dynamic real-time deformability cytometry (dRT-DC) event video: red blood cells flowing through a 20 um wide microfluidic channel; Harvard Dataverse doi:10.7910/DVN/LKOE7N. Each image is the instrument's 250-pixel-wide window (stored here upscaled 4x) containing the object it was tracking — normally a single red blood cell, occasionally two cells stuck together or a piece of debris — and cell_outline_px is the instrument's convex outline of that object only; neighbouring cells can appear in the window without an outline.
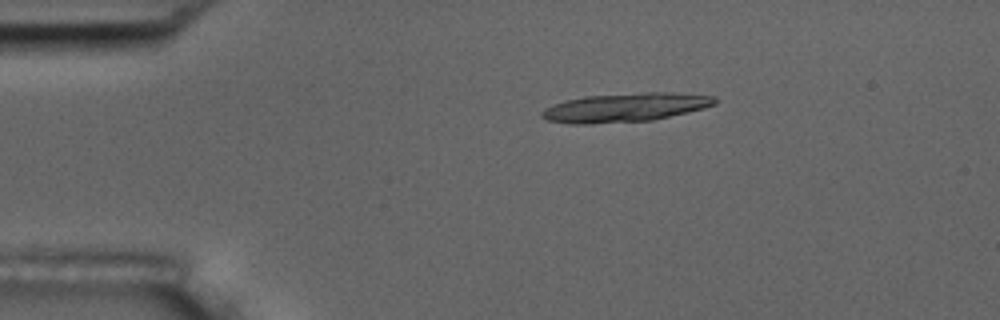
{"species": "common noctule bat (a hibernating species)", "species_latin": "Nyctalus noctula", "temperature_condition": "room temperature", "stored_images_in_passage": 19, "camera_frame_rate_fps": 3000, "um_per_image_px": 0.085, "animal": {"sex": "male", "body_mass_g": 17.5, "forearm_length_mm": 52.3}, "frame": {"image": 1, "passage_image": 11, "time_ms": 3.333, "image_size_px": [1000, 320], "cell_outline_px": [[716, 104], [704, 108], [652, 120], [592, 124], [568, 124], [548, 120], [540, 116], [540, 112], [544, 108], [564, 100], [584, 96], [648, 92], [668, 92], [716, 96]], "centroid_in_image_um": [53.1, 9.13], "position_along_channel_um": 31.9, "area_um2": 29.13}}